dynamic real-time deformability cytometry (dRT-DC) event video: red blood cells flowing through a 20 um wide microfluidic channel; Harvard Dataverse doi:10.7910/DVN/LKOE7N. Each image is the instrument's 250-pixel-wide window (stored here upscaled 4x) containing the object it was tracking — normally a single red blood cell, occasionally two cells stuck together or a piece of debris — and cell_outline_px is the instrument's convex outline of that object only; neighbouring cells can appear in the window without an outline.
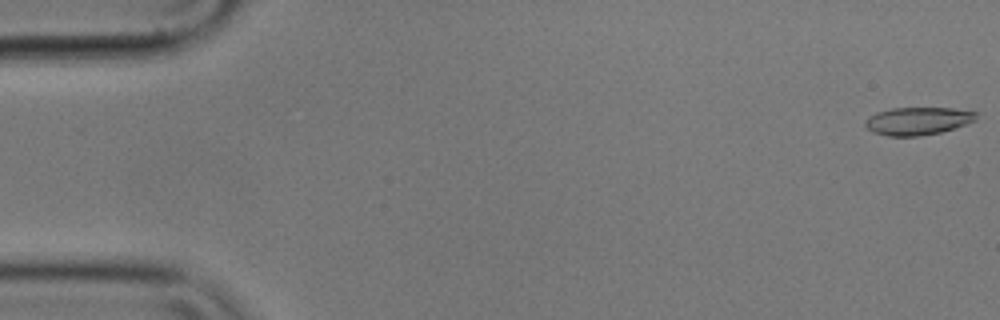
{"species": "common noctule bat (a hibernating species)", "species_latin": "Nyctalus noctula", "temperature_condition": "cold", "stored_images_in_passage": 41, "camera_frame_rate_fps": 3000, "um_per_image_px": 0.085, "animal": {"sex": "male", "body_mass_g": 17.9}, "frame": {"image": 1, "passage_image": 1, "time_ms": 0.0, "image_size_px": [1000, 320], "cell_outline_px": [[976, 120], [940, 132], [920, 136], [888, 136], [872, 132], [864, 124], [868, 116], [876, 112], [892, 108], [952, 108], [976, 112]], "centroid_in_image_um": [77.96, 10.28], "position_along_channel_um": 7.0, "area_um2": 17.8}}
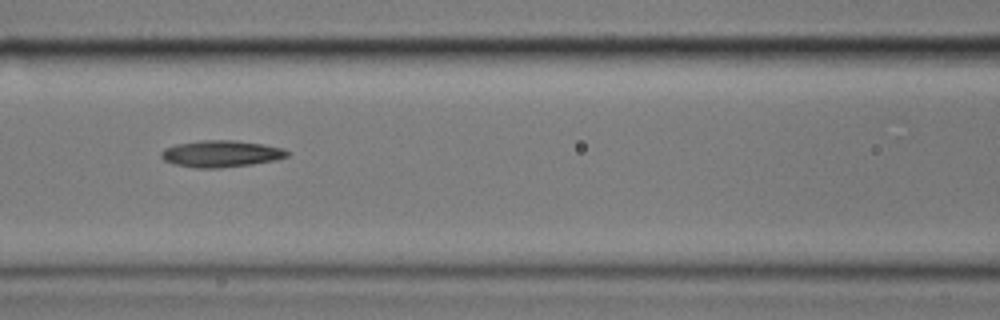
{"frame": {"image": 2, "passage_image": 24, "time_ms": 7.667, "image_size_px": [1000, 320], "cell_outline_px": [[288, 156], [272, 160], [252, 164], [220, 168], [192, 168], [176, 164], [164, 160], [160, 156], [160, 152], [164, 148], [176, 144], [204, 140], [236, 140], [264, 144], [284, 148], [288, 152]], "centroid_in_image_um": [18.76, 13.06], "position_along_channel_um": 147.8, "area_um2": 19.59}}
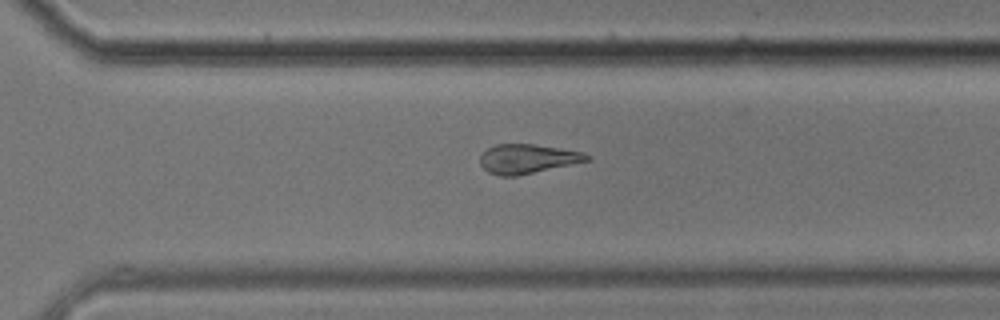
{"frame": {"image": 3, "passage_image": 39, "time_ms": 12.667, "image_size_px": [1000, 320], "cell_outline_px": [[592, 160], [516, 176], [500, 176], [488, 172], [480, 164], [480, 156], [488, 148], [496, 144], [536, 144], [584, 152], [592, 156]], "centroid_in_image_um": [44.87, 13.49], "position_along_channel_um": 325.7, "area_um2": 18.32}}